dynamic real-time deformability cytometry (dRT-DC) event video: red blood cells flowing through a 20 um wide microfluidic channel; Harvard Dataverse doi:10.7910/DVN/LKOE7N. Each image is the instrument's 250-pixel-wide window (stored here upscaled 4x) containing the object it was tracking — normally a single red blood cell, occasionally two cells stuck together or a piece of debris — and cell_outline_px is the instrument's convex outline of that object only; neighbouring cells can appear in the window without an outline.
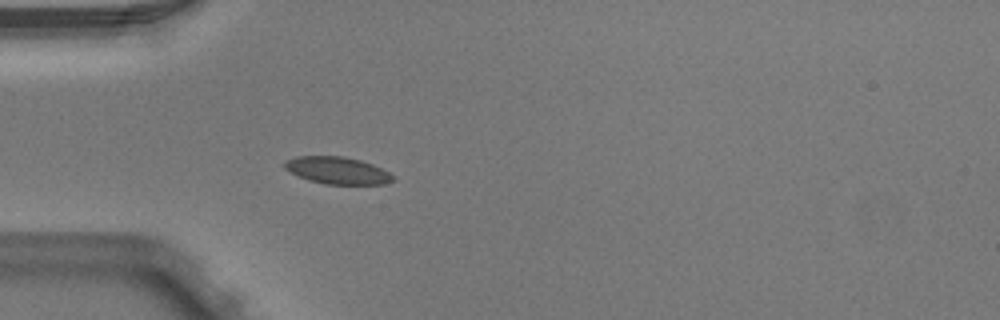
{"species": "Egyptian fruit bat (a non-hibernating species)", "species_latin": "Rousettus aegyptiacus", "temperature_condition": "warm", "stored_images_in_passage": 3, "camera_frame_rate_fps": 3000, "um_per_image_px": 0.085, "animal": {"sex": "male"}, "frame": {"image": 1, "passage_image": 3, "time_ms": 0.667, "image_size_px": [1000, 320], "cell_outline_px": [[396, 180], [384, 184], [324, 184], [308, 180], [296, 176], [284, 168], [284, 160], [296, 156], [344, 156], [360, 160], [372, 164], [396, 176]], "centroid_in_image_um": [28.66, 14.49], "position_along_channel_um": 56.3, "area_um2": 17.34}}